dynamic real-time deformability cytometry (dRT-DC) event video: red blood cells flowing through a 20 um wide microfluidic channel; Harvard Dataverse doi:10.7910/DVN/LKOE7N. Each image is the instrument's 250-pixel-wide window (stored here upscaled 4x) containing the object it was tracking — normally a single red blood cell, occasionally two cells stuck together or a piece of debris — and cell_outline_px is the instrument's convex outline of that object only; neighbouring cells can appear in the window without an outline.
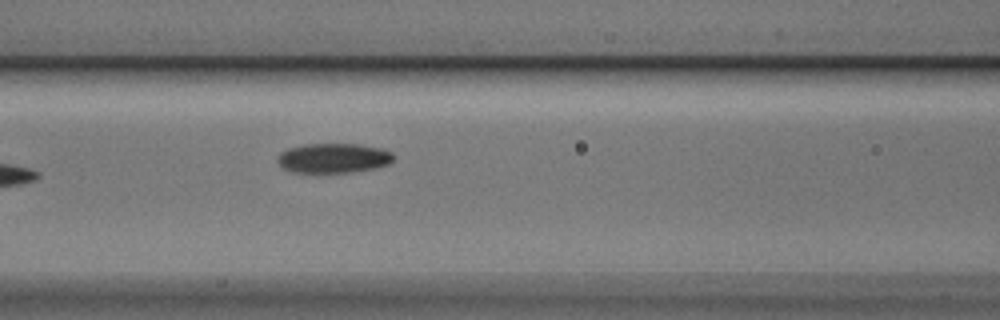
{"species": "Egyptian fruit bat (a non-hibernating species)", "species_latin": "Rousettus aegyptiacus", "temperature_condition": "cold", "stored_images_in_passage": 7, "camera_frame_rate_fps": 3000, "um_per_image_px": 0.085, "animal": {"sex": "male"}, "frame": {"image": 1, "passage_image": 7, "time_ms": 2.0, "image_size_px": [1000, 320], "cell_outline_px": [[392, 160], [388, 164], [372, 168], [348, 172], [292, 172], [284, 168], [276, 160], [280, 152], [288, 148], [304, 144], [360, 144], [380, 148], [392, 152]], "centroid_in_image_um": [28.3, 13.42], "position_along_channel_um": 138.3, "area_um2": 19.83}}